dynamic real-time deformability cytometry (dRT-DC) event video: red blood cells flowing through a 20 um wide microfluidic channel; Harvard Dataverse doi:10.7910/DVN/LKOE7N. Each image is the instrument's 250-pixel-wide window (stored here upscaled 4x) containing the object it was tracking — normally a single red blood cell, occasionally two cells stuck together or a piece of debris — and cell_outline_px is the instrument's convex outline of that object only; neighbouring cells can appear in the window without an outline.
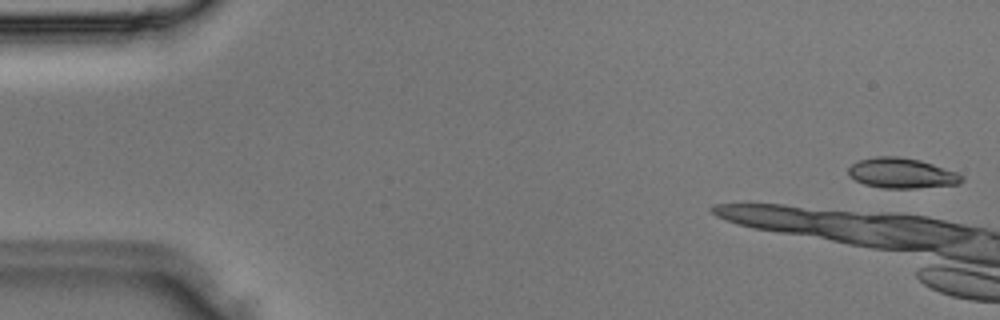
{"species": "Egyptian fruit bat (a non-hibernating species)", "species_latin": "Rousettus aegyptiacus", "temperature_condition": "room temperature", "stored_images_in_passage": 1, "camera_frame_rate_fps": 3000, "um_per_image_px": 0.085, "animal": {"sex": "male"}, "frame": {"image": 1, "passage_image": 1, "time_ms": 0.0, "image_size_px": [1000, 320], "cell_outline_px": [[964, 180], [960, 184], [916, 188], [880, 188], [864, 184], [848, 176], [848, 168], [852, 164], [860, 160], [876, 156], [900, 156], [920, 160], [956, 172], [964, 176]], "centroid_in_image_um": [76.64, 14.72], "position_along_channel_um": 8.4, "area_um2": 20.06}}